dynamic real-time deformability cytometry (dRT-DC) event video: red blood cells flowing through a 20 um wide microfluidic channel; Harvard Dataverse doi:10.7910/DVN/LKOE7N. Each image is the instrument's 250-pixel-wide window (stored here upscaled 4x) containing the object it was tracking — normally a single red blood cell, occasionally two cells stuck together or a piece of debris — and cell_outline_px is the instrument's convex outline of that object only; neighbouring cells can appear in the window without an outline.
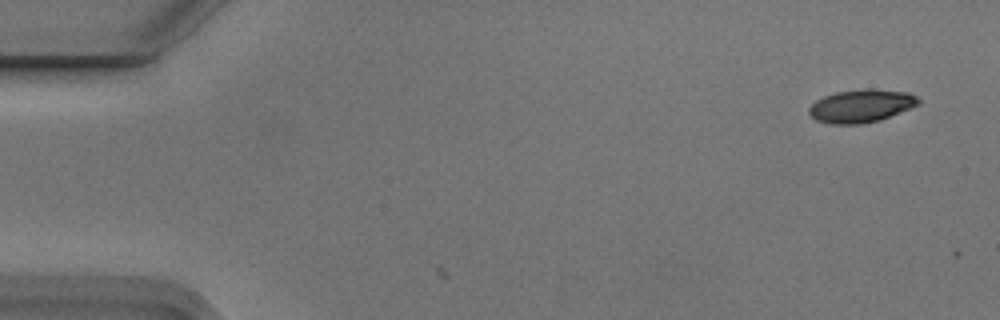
{"species": "Egyptian fruit bat (a non-hibernating species)", "species_latin": "Rousettus aegyptiacus", "temperature_condition": "cold", "stored_images_in_passage": 8, "camera_frame_rate_fps": 3000, "um_per_image_px": 0.085, "animal": {"sex": "male"}, "frame": {"image": 1, "passage_image": 1, "time_ms": 0.0, "image_size_px": [1000, 320], "cell_outline_px": [[920, 104], [880, 120], [860, 124], [832, 124], [816, 120], [808, 112], [808, 108], [816, 100], [824, 96], [836, 92], [868, 88], [872, 88], [908, 92], [916, 96], [920, 100]], "centroid_in_image_um": [73.21, 8.99], "position_along_channel_um": 11.8, "area_um2": 21.04}}
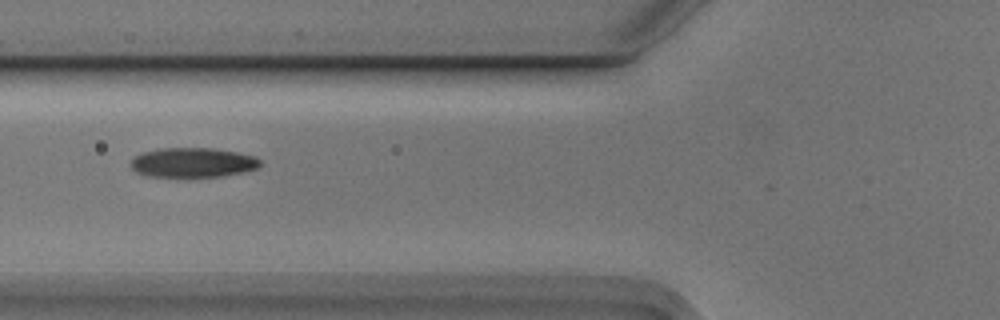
{"frame": {"image": 2, "passage_image": 6, "time_ms": 1.667, "image_size_px": [1000, 320], "cell_outline_px": [[260, 168], [244, 172], [220, 176], [148, 176], [136, 172], [132, 168], [132, 160], [136, 156], [144, 152], [160, 148], [216, 148], [256, 156], [260, 160]], "centroid_in_image_um": [16.44, 13.8], "position_along_channel_um": 109.4, "area_um2": 22.2}}
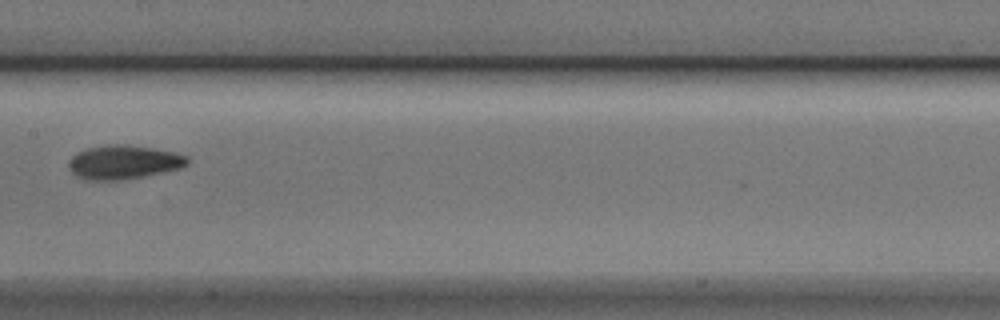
{"frame": {"image": 3, "passage_image": 8, "time_ms": 2.333, "image_size_px": [1000, 320], "cell_outline_px": [[188, 164], [180, 168], [120, 180], [84, 180], [76, 176], [68, 168], [68, 164], [72, 156], [76, 152], [88, 148], [108, 144], [124, 144], [152, 148], [176, 152], [188, 156]], "centroid_in_image_um": [10.47, 13.77], "position_along_channel_um": 196.9, "area_um2": 23.35}}